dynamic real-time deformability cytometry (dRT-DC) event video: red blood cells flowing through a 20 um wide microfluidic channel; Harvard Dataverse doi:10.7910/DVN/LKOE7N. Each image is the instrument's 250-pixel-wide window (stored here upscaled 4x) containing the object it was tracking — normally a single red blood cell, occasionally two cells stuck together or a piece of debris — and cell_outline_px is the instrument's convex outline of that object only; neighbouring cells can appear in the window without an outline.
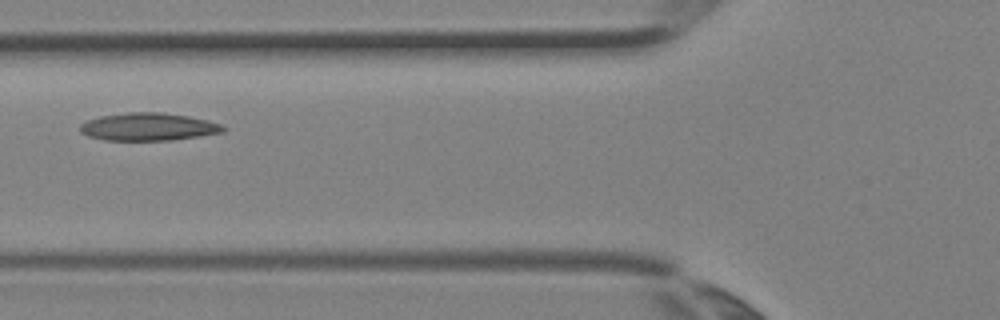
{"species": "Egyptian fruit bat (a non-hibernating species)", "species_latin": "Rousettus aegyptiacus", "temperature_condition": "room temperature", "stored_images_in_passage": 3, "camera_frame_rate_fps": 3000, "um_per_image_px": 0.085, "animal": {"sex": "female"}, "frame": {"image": 1, "passage_image": 3, "time_ms": 0.667, "image_size_px": [1000, 320], "cell_outline_px": [[228, 128], [224, 132], [200, 136], [172, 140], [104, 140], [88, 136], [80, 132], [80, 124], [88, 120], [100, 116], [128, 112], [160, 112], [188, 116], [208, 120], [220, 124]], "centroid_in_image_um": [12.62, 10.78], "position_along_channel_um": 113.2, "area_um2": 23.18}}